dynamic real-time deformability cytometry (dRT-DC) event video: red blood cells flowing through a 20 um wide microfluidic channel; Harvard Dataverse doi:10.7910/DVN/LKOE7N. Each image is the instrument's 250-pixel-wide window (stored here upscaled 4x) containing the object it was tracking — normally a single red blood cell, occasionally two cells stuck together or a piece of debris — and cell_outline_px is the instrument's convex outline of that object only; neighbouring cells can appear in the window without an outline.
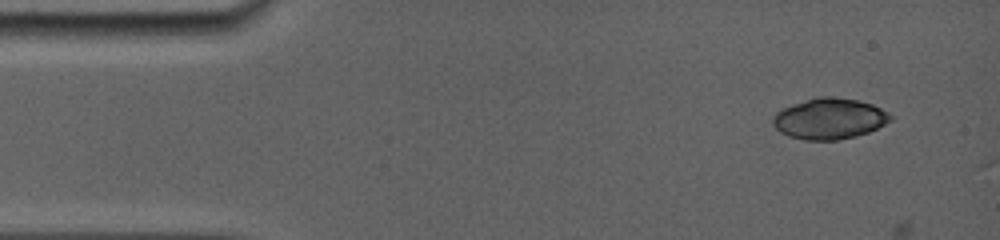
{"species": "common noctule bat (a hibernating species)", "species_latin": "Nyctalus noctula", "temperature_condition": "room temperature", "stored_images_in_passage": 3, "camera_frame_rate_fps": 5000, "um_per_image_px": 0.085, "animal": {"sex": "female", "body_mass_g": 19.0, "forearm_length_mm": 56.7}, "frame": {"image": 1, "passage_image": 1, "time_ms": 0.0, "image_size_px": [1000, 240], "cell_outline_px": [[892, 120], [868, 132], [856, 136], [836, 140], [804, 140], [788, 136], [780, 132], [772, 124], [772, 116], [780, 108], [816, 96], [832, 96], [856, 100], [872, 104], [888, 112], [892, 116]], "centroid_in_image_um": [70.45, 10.08], "position_along_channel_um": 14.5, "area_um2": 28.21}}